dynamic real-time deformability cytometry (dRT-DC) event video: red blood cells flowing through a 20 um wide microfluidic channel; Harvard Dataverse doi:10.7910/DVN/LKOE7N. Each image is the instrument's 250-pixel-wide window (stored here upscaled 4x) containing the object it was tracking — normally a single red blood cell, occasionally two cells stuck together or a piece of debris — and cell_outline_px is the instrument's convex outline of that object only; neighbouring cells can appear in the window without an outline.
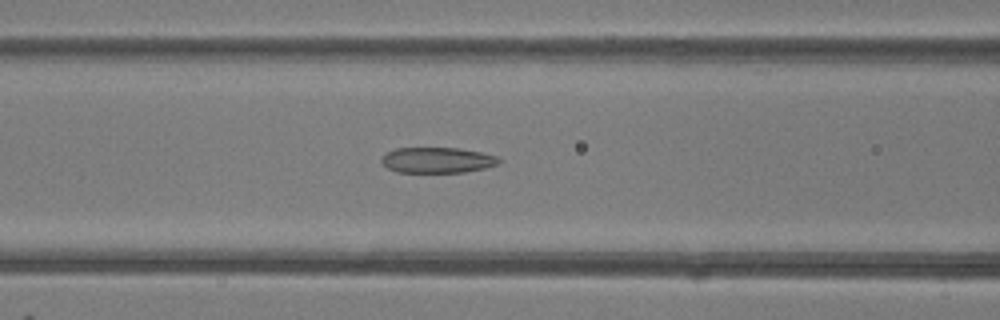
{"species": "common noctule bat (a hibernating species)", "species_latin": "Nyctalus noctula", "temperature_condition": "room temperature", "stored_images_in_passage": 37, "camera_frame_rate_fps": 3000, "um_per_image_px": 0.085, "animal": {"sex": "female"}, "frame": {"image": 1, "passage_image": 13, "time_ms": 4.0, "image_size_px": [1000, 320], "cell_outline_px": [[500, 164], [484, 168], [464, 172], [396, 172], [388, 168], [380, 160], [388, 152], [396, 148], [460, 148], [500, 156]], "centroid_in_image_um": [37.22, 13.61], "position_along_channel_um": 129.4, "area_um2": 17.51}}
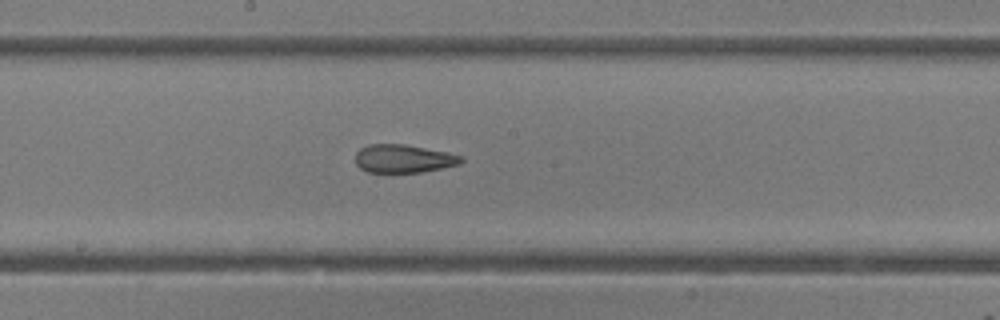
{"frame": {"image": 2, "passage_image": 19, "time_ms": 6.0, "image_size_px": [1000, 320], "cell_outline_px": [[464, 160], [460, 164], [420, 172], [368, 172], [360, 168], [356, 164], [356, 152], [360, 148], [368, 144], [404, 144], [464, 156]], "centroid_in_image_um": [34.27, 13.48], "position_along_channel_um": 213.9, "area_um2": 17.22}}
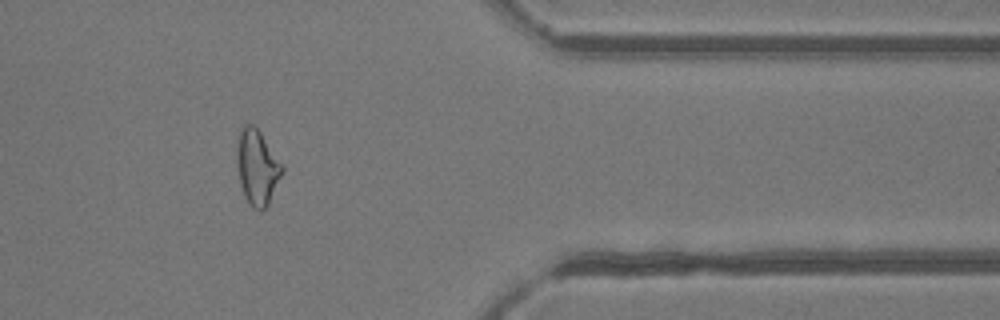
{"frame": {"image": 3, "passage_image": 33, "time_ms": 10.667, "image_size_px": [1000, 320], "cell_outline_px": [[284, 168], [268, 204], [260, 212], [248, 204], [244, 196], [240, 184], [236, 160], [236, 148], [240, 128], [244, 124], [252, 124], [260, 132], [284, 164]], "centroid_in_image_um": [21.84, 14.2], "position_along_channel_um": 389.6, "area_um2": 19.94}}